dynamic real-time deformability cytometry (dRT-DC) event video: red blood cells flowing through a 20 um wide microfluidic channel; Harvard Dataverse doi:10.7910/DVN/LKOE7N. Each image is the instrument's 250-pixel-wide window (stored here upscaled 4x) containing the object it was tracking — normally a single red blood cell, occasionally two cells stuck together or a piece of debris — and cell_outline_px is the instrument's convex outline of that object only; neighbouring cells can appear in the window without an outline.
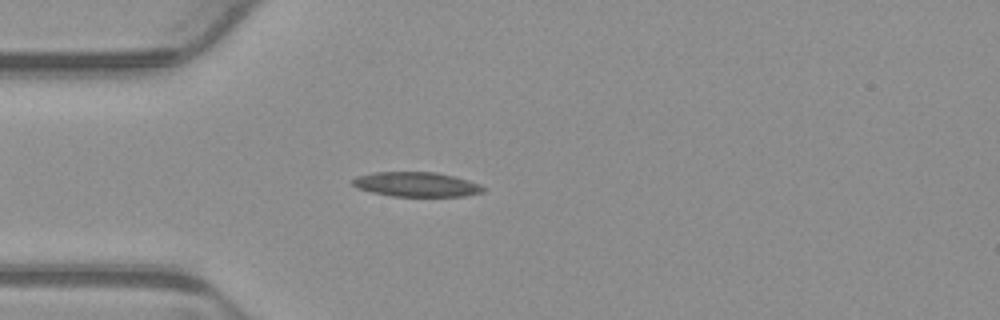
{"species": "common noctule bat (a hibernating species)", "species_latin": "Nyctalus noctula", "temperature_condition": "warm", "stored_images_in_passage": 1, "camera_frame_rate_fps": 3000, "um_per_image_px": 0.085, "animal": {"sex": "male", "body_mass_g": 23.1, "forearm_length_mm": 52.7}, "frame": {"image": 1, "passage_image": 1, "time_ms": 0.0, "image_size_px": [1000, 320], "cell_outline_px": [[488, 188], [484, 192], [464, 196], [392, 196], [372, 192], [356, 188], [352, 184], [352, 180], [356, 176], [372, 172], [436, 172], [468, 180], [480, 184]], "centroid_in_image_um": [35.4, 15.67], "position_along_channel_um": 49.6, "area_um2": 18.84}}